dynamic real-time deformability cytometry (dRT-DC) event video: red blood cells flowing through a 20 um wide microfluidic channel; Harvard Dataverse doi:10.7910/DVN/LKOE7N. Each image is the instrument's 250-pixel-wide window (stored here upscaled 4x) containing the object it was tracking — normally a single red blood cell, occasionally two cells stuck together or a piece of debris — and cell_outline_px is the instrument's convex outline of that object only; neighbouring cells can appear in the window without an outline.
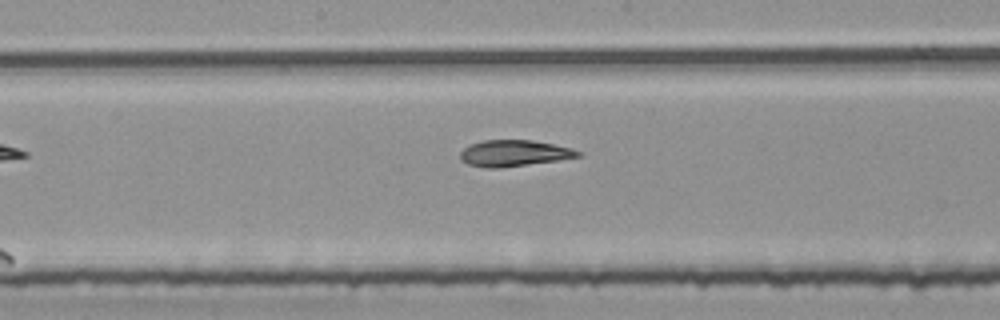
{"species": "common noctule bat (a hibernating species)", "species_latin": "Nyctalus noctula", "temperature_condition": "room temperature", "stored_images_in_passage": 8, "camera_frame_rate_fps": 3000, "um_per_image_px": 0.085, "animal": {"sex": "female", "body_mass_g": 25.1}, "frame": {"image": 1, "passage_image": 8, "time_ms": 2.333, "image_size_px": [1000, 320], "cell_outline_px": [[580, 156], [556, 160], [500, 168], [488, 168], [468, 164], [460, 160], [460, 152], [468, 144], [484, 140], [532, 140], [572, 148], [580, 152]], "centroid_in_image_um": [43.63, 13.02], "position_along_channel_um": 204.6, "area_um2": 17.86}}